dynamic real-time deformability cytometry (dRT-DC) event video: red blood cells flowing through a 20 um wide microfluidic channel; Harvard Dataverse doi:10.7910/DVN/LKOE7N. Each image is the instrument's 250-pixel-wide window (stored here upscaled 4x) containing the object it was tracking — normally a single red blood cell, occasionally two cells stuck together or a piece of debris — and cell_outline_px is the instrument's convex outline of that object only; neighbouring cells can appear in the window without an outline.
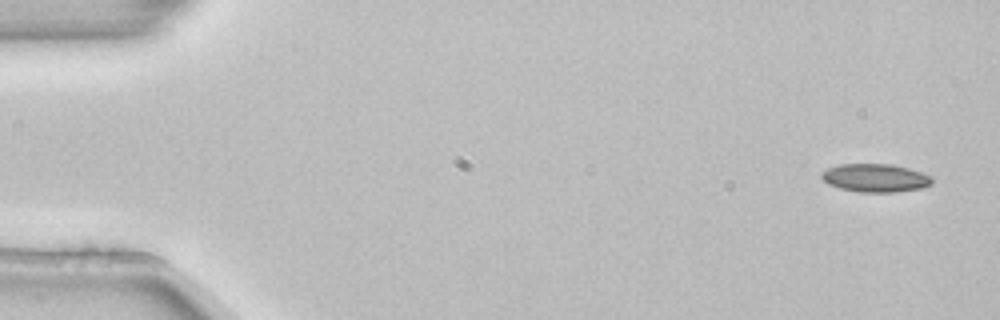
{"species": "common noctule bat (a hibernating species)", "species_latin": "Nyctalus noctula", "temperature_condition": "room temperature", "stored_images_in_passage": 4, "camera_frame_rate_fps": 3000, "um_per_image_px": 0.085, "animal": {"sex": "female", "body_mass_g": 22.7, "forearm_length_mm": 54.2}, "frame": {"image": 1, "passage_image": 1, "time_ms": 0.0, "image_size_px": [1000, 320], "cell_outline_px": [[932, 184], [920, 188], [896, 192], [860, 192], [840, 188], [828, 184], [820, 176], [820, 172], [828, 168], [840, 164], [892, 164], [908, 168], [932, 176]], "centroid_in_image_um": [74.39, 15.12], "position_along_channel_um": 10.6, "area_um2": 18.15}}
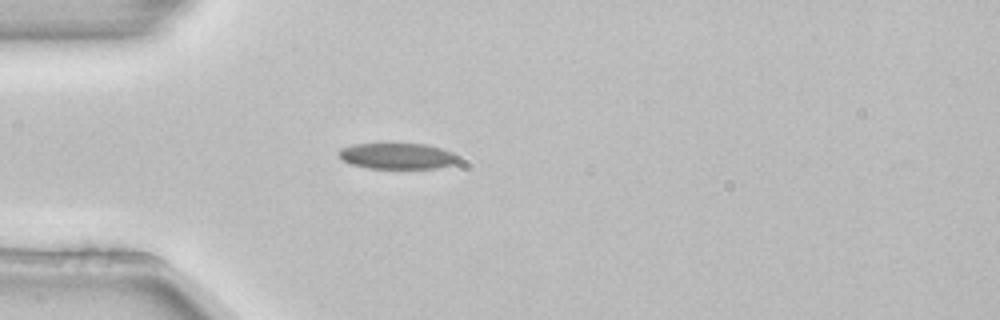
{"frame": {"image": 2, "passage_image": 4, "time_ms": 1.0, "image_size_px": [1000, 320], "cell_outline_px": [[460, 160], [456, 164], [436, 168], [368, 168], [352, 164], [344, 160], [336, 152], [340, 148], [352, 144], [424, 144], [440, 148], [452, 152]], "centroid_in_image_um": [33.77, 13.26], "position_along_channel_um": 51.2, "area_um2": 17.98}}